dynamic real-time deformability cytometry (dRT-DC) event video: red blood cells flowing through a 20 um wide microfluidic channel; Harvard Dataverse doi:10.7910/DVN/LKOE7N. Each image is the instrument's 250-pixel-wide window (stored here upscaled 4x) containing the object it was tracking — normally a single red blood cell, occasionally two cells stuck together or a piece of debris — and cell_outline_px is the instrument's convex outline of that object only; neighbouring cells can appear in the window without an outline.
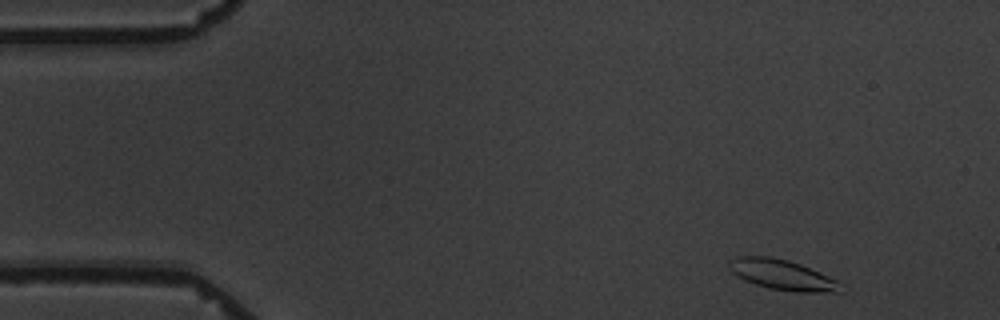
{"species": "common noctule bat (a hibernating species)", "species_latin": "Nyctalus noctula", "temperature_condition": "warm", "stored_images_in_passage": 4, "camera_frame_rate_fps": 3000, "um_per_image_px": 0.085, "animal": {"sex": "male", "body_mass_g": 19.5, "forearm_length_mm": 54.6}, "frame": {"image": 1, "passage_image": 1, "time_ms": 0.0, "image_size_px": [1000, 320], "cell_outline_px": [[840, 292], [796, 292], [772, 288], [756, 284], [744, 280], [732, 272], [728, 268], [728, 260], [736, 256], [768, 256], [788, 260], [800, 264], [828, 276], [836, 280]], "centroid_in_image_um": [66.41, 23.34], "position_along_channel_um": 18.6, "area_um2": 19.31}}
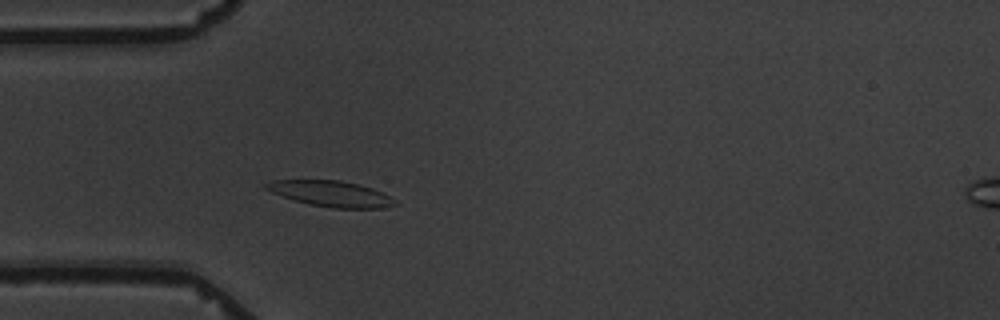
{"frame": {"image": 2, "passage_image": 4, "time_ms": 3.667, "image_size_px": [1000, 320], "cell_outline_px": [[400, 204], [384, 208], [332, 208], [308, 204], [272, 192], [264, 188], [260, 184], [272, 180], [340, 180], [360, 184], [372, 188], [396, 200]], "centroid_in_image_um": [28.13, 16.46], "position_along_channel_um": 56.9, "area_um2": 19.42}}